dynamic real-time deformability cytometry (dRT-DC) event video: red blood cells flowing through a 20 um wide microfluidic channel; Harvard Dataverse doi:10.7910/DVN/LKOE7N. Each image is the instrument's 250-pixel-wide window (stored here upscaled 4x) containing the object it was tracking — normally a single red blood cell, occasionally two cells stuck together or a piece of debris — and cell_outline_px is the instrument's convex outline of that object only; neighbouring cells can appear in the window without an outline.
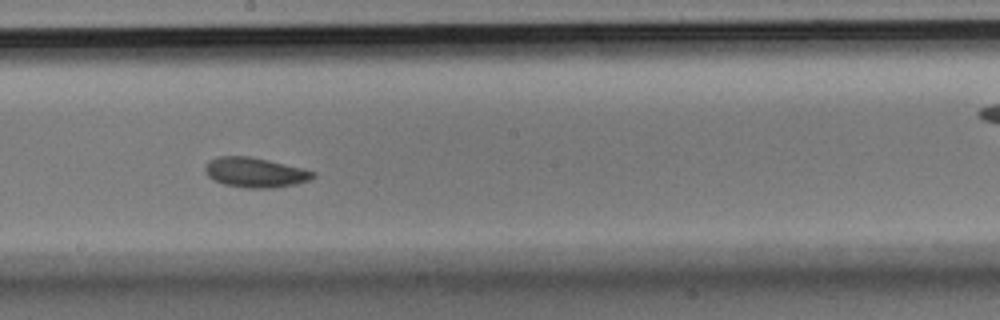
{"species": "Egyptian fruit bat (a non-hibernating species)", "species_latin": "Rousettus aegyptiacus", "temperature_condition": "room temperature", "stored_images_in_passage": 30, "camera_frame_rate_fps": 3000, "um_per_image_px": 0.085, "animal": {"sex": "male"}, "frame": {"image": 1, "passage_image": 13, "time_ms": 4.0, "image_size_px": [1000, 320], "cell_outline_px": [[316, 176], [308, 180], [296, 184], [276, 188], [244, 188], [224, 184], [212, 180], [208, 176], [204, 168], [208, 160], [220, 156], [248, 156], [268, 160], [316, 172]], "centroid_in_image_um": [21.66, 14.67], "position_along_channel_um": 226.5, "area_um2": 18.79}}
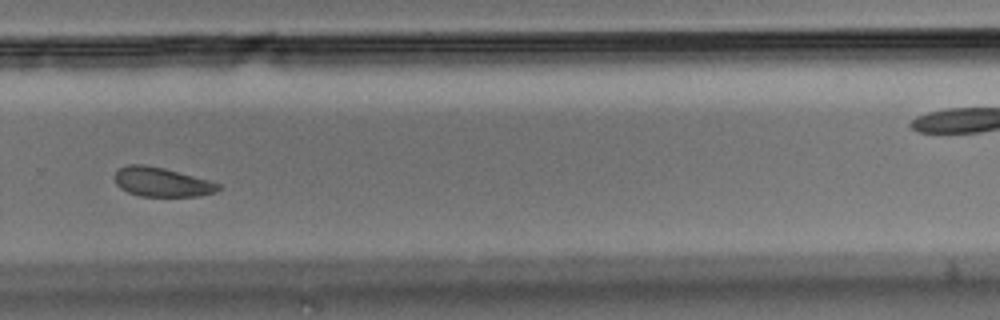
{"frame": {"image": 2, "passage_image": 18, "time_ms": 5.667, "image_size_px": [1000, 320], "cell_outline_px": [[224, 184], [216, 192], [200, 196], [140, 196], [128, 192], [120, 188], [116, 184], [116, 172], [120, 168], [128, 164], [144, 164], [164, 168]], "centroid_in_image_um": [13.79, 15.48], "position_along_channel_um": 316.0, "area_um2": 17.69}}